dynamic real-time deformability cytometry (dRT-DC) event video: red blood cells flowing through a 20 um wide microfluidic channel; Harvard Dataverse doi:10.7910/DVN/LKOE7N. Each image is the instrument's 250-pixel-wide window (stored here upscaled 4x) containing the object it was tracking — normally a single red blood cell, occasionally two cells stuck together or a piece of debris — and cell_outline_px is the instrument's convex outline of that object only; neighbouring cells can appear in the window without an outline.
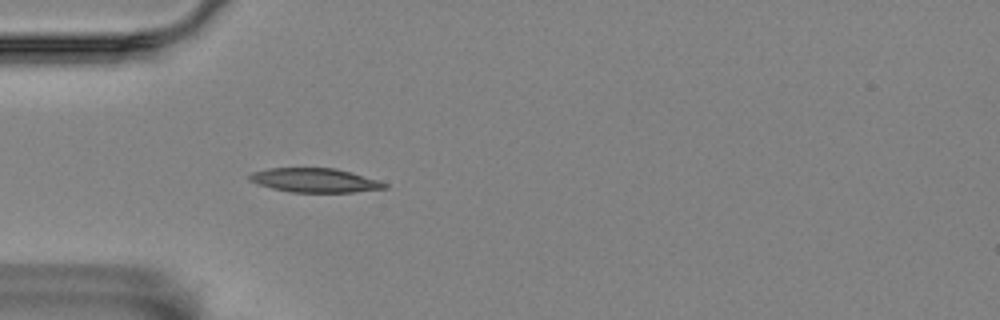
{"species": "Egyptian fruit bat (a non-hibernating species)", "species_latin": "Rousettus aegyptiacus", "temperature_condition": "room temperature", "stored_images_in_passage": 1, "camera_frame_rate_fps": 3000, "um_per_image_px": 0.085, "animal": {"sex": "female"}, "frame": {"image": 1, "passage_image": 1, "time_ms": 0.0, "image_size_px": [1000, 320], "cell_outline_px": [[388, 188], [352, 192], [292, 192], [272, 188], [256, 184], [248, 180], [248, 176], [252, 172], [268, 168], [336, 168], [380, 180], [388, 184]], "centroid_in_image_um": [26.76, 15.32], "position_along_channel_um": 58.2, "area_um2": 19.07}}